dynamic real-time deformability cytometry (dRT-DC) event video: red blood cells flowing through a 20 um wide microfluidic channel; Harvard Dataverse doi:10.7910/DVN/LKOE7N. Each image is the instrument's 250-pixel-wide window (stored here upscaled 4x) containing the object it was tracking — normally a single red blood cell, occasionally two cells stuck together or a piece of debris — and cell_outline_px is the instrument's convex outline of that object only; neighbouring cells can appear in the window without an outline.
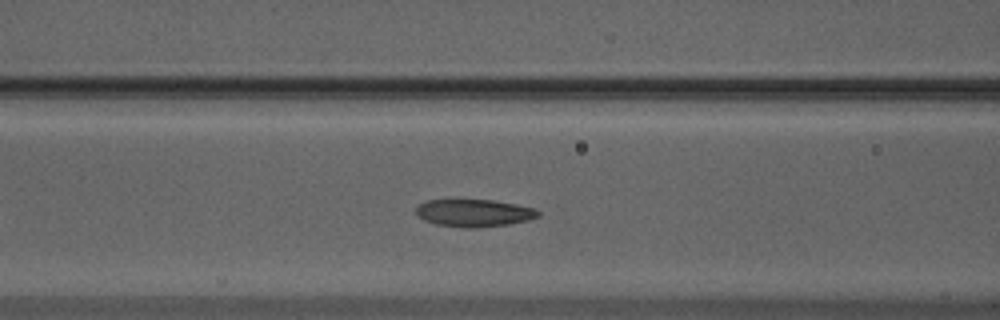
{"species": "Egyptian fruit bat (a non-hibernating species)", "species_latin": "Rousettus aegyptiacus", "temperature_condition": "warm", "stored_images_in_passage": 42, "camera_frame_rate_fps": 3000, "um_per_image_px": 0.085, "animal": {"sex": "male"}, "frame": {"image": 1, "passage_image": 11, "time_ms": 3.333, "image_size_px": [1000, 320], "cell_outline_px": [[540, 216], [528, 220], [508, 224], [476, 228], [464, 228], [436, 224], [424, 220], [416, 216], [416, 208], [420, 204], [428, 200], [492, 200], [516, 204], [536, 208], [540, 212]], "centroid_in_image_um": [40.31, 18.11], "position_along_channel_um": 126.3, "area_um2": 19.59}}
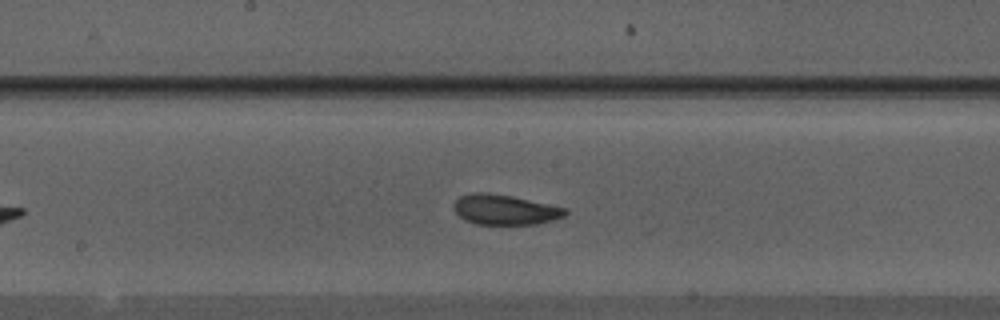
{"frame": {"image": 2, "passage_image": 17, "time_ms": 5.333, "image_size_px": [1000, 320], "cell_outline_px": [[568, 212], [564, 216], [552, 220], [536, 224], [476, 224], [464, 220], [456, 212], [456, 200], [460, 196], [472, 192], [484, 192], [512, 196], [568, 208]], "centroid_in_image_um": [42.95, 17.82], "position_along_channel_um": 205.3, "area_um2": 19.42}}
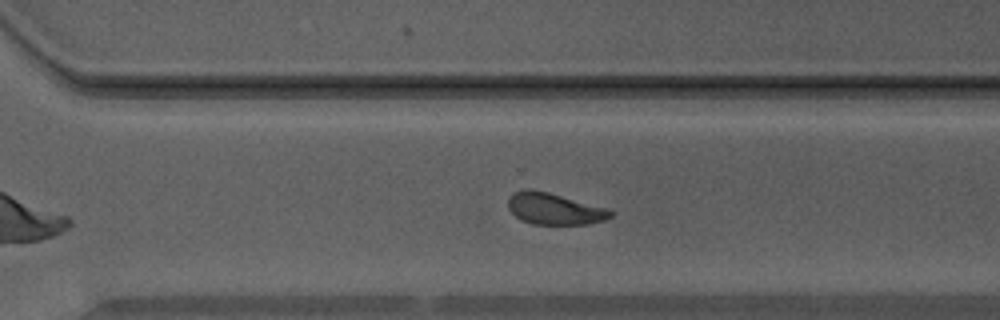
{"frame": {"image": 3, "passage_image": 26, "time_ms": 8.333, "image_size_px": [1000, 320], "cell_outline_px": [[612, 216], [604, 220], [588, 224], [532, 224], [516, 216], [508, 208], [508, 200], [516, 192], [528, 188], [548, 192], [608, 208], [612, 212]], "centroid_in_image_um": [47.14, 17.75], "position_along_channel_um": 323.5, "area_um2": 18.55}, "authors_computed_cell_mechanics": {"area_um2": 19.2185, "velocity_mm_per_s": 3.9472, "shape_relaxation_time_tau1_ms": 8.0142, "shape_relaxation_time_tau2_ms": 2.1209, "deformation_change_tau1": 0.1704, "deformation_change_tau2": 0.0885}}